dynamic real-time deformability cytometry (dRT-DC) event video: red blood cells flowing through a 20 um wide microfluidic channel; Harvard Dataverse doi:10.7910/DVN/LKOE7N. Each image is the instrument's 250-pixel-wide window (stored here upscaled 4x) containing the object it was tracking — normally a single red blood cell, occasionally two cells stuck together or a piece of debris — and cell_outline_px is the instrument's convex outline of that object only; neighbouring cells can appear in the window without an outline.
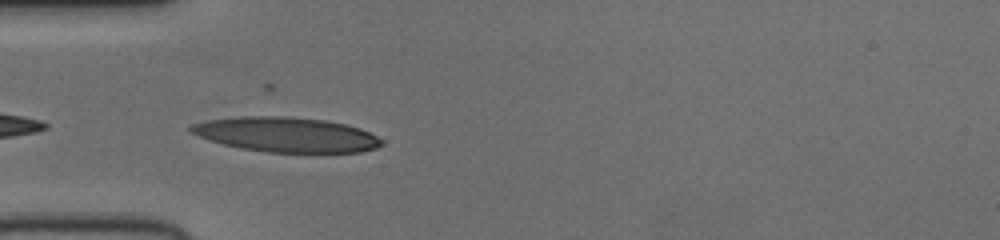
{"species": "human", "species_latin": "Homo sapiens", "temperature_condition": "cold", "stored_images_in_passage": 7, "camera_frame_rate_fps": 3000, "um_per_image_px": 0.085, "donor": {"sex": "female"}, "frame": {"image": 1, "passage_image": 1, "time_ms": 0.0, "image_size_px": [1000, 240], "cell_outline_px": [[384, 144], [376, 148], [360, 152], [268, 152], [240, 148], [208, 140], [192, 132], [188, 128], [192, 124], [204, 120], [240, 116], [288, 116], [328, 120], [360, 128], [384, 140]], "centroid_in_image_um": [24.34, 11.43], "position_along_channel_um": 60.7, "area_um2": 38.78}}
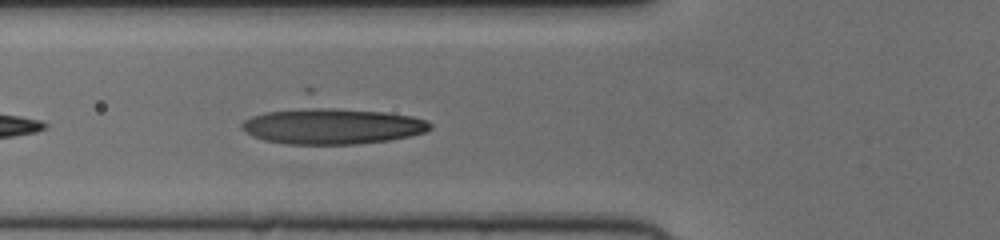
{"frame": {"image": 2, "passage_image": 4, "time_ms": 1.0, "image_size_px": [1000, 240], "cell_outline_px": [[432, 128], [424, 132], [408, 136], [388, 140], [356, 144], [284, 144], [264, 140], [252, 136], [244, 132], [240, 128], [240, 124], [244, 120], [304, 88], [312, 88], [428, 120], [432, 124]], "centroid_in_image_um": [28.04, 10.29], "position_along_channel_um": 97.8, "area_um2": 50.29}}